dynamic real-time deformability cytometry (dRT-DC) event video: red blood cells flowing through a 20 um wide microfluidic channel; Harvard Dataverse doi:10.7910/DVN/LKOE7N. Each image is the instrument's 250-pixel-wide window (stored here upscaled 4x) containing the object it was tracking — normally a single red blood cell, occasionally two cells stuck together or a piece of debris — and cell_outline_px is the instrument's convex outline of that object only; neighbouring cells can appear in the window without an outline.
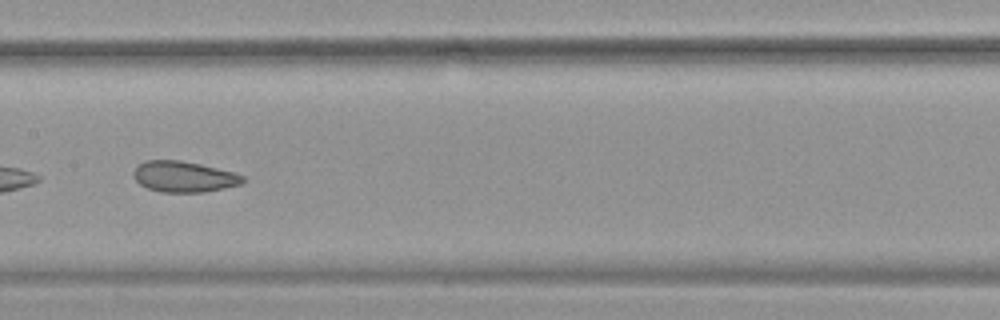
{"species": "common noctule bat (a hibernating species)", "species_latin": "Nyctalus noctula", "temperature_condition": "warm", "stored_images_in_passage": 39, "camera_frame_rate_fps": 3000, "um_per_image_px": 0.085, "animal": {"sex": "female", "body_mass_g": 19.9}, "frame": {"image": 1, "passage_image": 18, "time_ms": 5.667, "image_size_px": [1000, 320], "cell_outline_px": [[248, 180], [240, 184], [204, 192], [160, 192], [148, 188], [140, 184], [132, 176], [132, 172], [144, 160], [180, 160], [200, 164], [232, 172], [244, 176]], "centroid_in_image_um": [15.61, 15.01], "position_along_channel_um": 191.8, "area_um2": 19.59}}
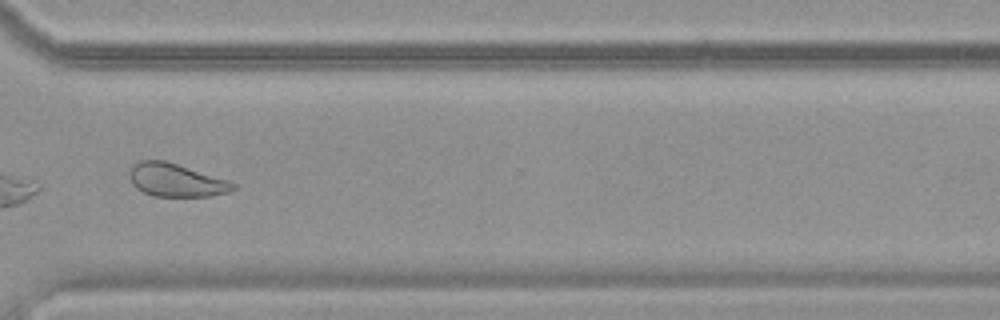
{"frame": {"image": 2, "passage_image": 31, "time_ms": 10.0, "image_size_px": [1000, 320], "cell_outline_px": [[236, 188], [228, 192], [212, 196], [152, 196], [136, 188], [132, 184], [128, 172], [132, 164], [140, 160], [164, 160], [228, 180], [236, 184]], "centroid_in_image_um": [14.93, 15.31], "position_along_channel_um": 355.7, "area_um2": 20.0}}
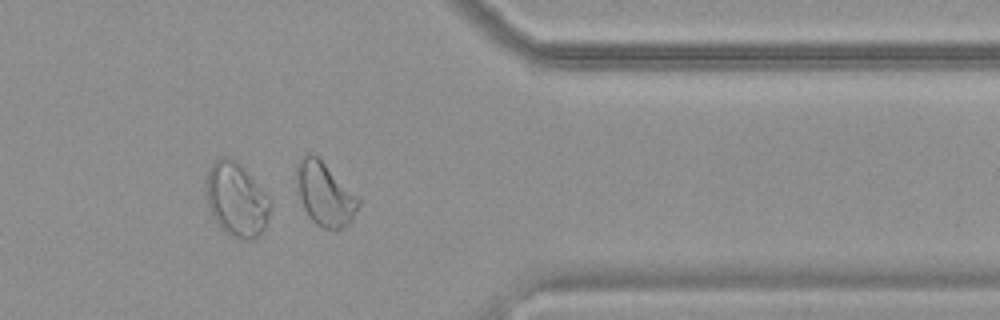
{"frame": {"image": 3, "passage_image": 34, "time_ms": 11.0, "image_size_px": [1000, 320], "cell_outline_px": [[272, 200], [268, 220], [260, 236], [252, 240], [244, 240], [232, 236], [224, 232], [220, 228], [212, 216], [208, 204], [208, 168], [216, 160], [224, 156], [228, 156], [236, 160], [272, 196]], "centroid_in_image_um": [20.17, 16.98], "position_along_channel_um": 391.2, "area_um2": 28.03}, "authors_computed_cell_mechanics": {"area_um2": 20.8658, "velocity_mm_per_s": 3.7751, "shape_relaxation_time_tau1_ms": null, "shape_relaxation_time_tau2_ms": 1.7983, "deformation_change_tau1": null, "deformation_change_tau2": 0.0836}}